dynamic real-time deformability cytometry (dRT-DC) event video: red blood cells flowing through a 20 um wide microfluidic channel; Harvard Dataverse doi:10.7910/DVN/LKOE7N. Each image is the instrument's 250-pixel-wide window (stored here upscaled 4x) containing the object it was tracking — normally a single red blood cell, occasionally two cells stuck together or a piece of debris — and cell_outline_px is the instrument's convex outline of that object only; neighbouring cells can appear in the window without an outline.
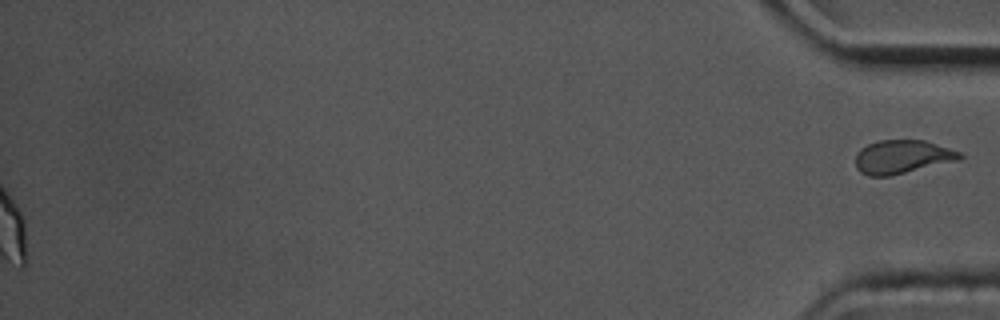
{"species": "common noctule bat (a hibernating species)", "species_latin": "Nyctalus noctula", "temperature_condition": "cold", "stored_images_in_passage": 60, "segment_of_instrument_passage": [2, 2], "camera_frame_rate_fps": 3000, "um_per_image_px": 0.085, "animal": {"sex": "male", "body_mass_g": 17.5, "forearm_length_mm": 52.3}, "frame": {"image": 1, "passage_image": 60, "time_ms": 19.667, "image_size_px": [1000, 320], "cell_outline_px": [[964, 156], [960, 160], [892, 176], [868, 176], [860, 172], [856, 168], [856, 152], [860, 148], [876, 140], [924, 140], [964, 152]], "centroid_in_image_um": [76.72, 13.33], "position_along_channel_um": 358.5, "area_um2": 20.87}}